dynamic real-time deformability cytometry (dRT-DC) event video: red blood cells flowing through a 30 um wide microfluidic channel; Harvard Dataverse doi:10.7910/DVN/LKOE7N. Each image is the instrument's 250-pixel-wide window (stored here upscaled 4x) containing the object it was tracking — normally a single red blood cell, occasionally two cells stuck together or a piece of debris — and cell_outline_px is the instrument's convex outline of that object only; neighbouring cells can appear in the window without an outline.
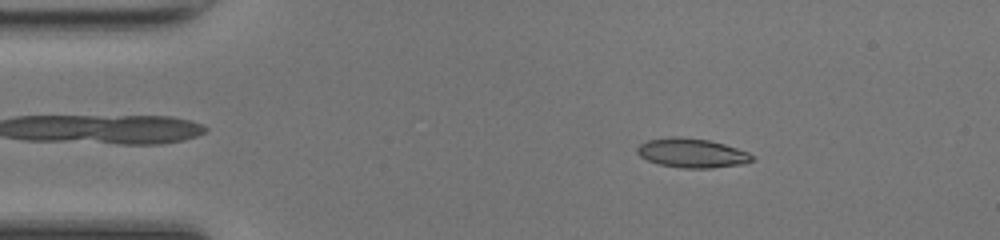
{"species": "common noctule bat (a hibernating species)", "species_latin": "Nyctalus noctula", "temperature_condition": "room temperature", "stored_images_in_passage": 21, "camera_frame_rate_fps": 3000, "um_per_image_px": 0.085, "animal": {"sex": "female", "body_mass_g": 17.0, "forearm_length_mm": 48.0}, "frame": {"image": 1, "passage_image": 7, "time_ms": 2.0, "image_size_px": [1000, 240], "cell_outline_px": [[752, 160], [744, 164], [712, 168], [684, 168], [660, 164], [648, 160], [640, 156], [636, 152], [636, 148], [640, 144], [648, 140], [672, 136], [676, 136], [708, 140], [724, 144], [748, 152], [752, 156]], "centroid_in_image_um": [58.79, 13.01], "position_along_channel_um": 26.2, "area_um2": 19.42}}
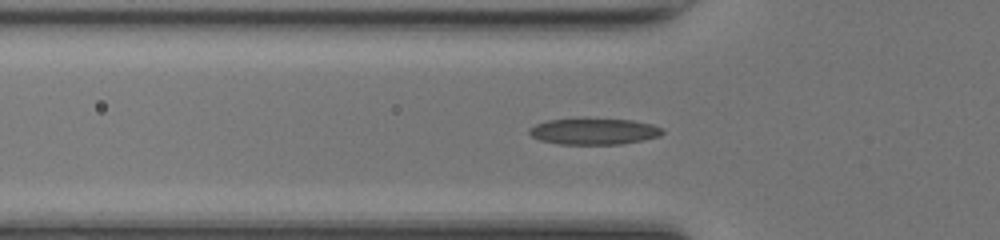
{"frame": {"image": 2, "passage_image": 15, "time_ms": 4.667, "image_size_px": [1000, 240], "cell_outline_px": [[664, 132], [660, 136], [644, 140], [620, 144], [560, 144], [540, 140], [532, 136], [528, 132], [528, 128], [536, 124], [548, 120], [632, 120], [652, 124], [664, 128]], "centroid_in_image_um": [50.52, 11.19], "position_along_channel_um": 75.3, "area_um2": 20.0}}
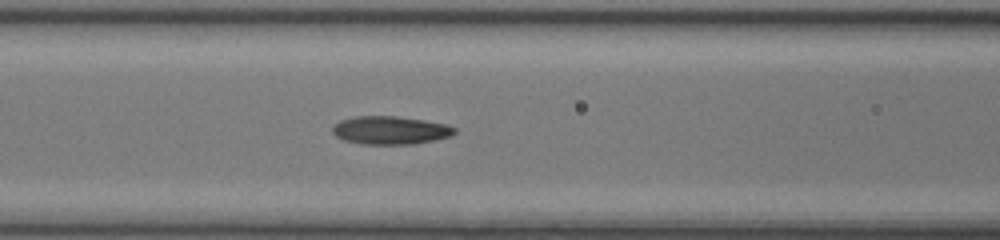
{"frame": {"image": 3, "passage_image": 19, "time_ms": 6.0, "image_size_px": [1000, 240], "cell_outline_px": [[456, 132], [452, 136], [436, 140], [412, 144], [360, 144], [344, 140], [336, 136], [332, 132], [332, 128], [340, 120], [352, 116], [396, 116], [424, 120], [448, 124], [456, 128]], "centroid_in_image_um": [33.2, 11.07], "position_along_channel_um": 133.4, "area_um2": 20.23}}